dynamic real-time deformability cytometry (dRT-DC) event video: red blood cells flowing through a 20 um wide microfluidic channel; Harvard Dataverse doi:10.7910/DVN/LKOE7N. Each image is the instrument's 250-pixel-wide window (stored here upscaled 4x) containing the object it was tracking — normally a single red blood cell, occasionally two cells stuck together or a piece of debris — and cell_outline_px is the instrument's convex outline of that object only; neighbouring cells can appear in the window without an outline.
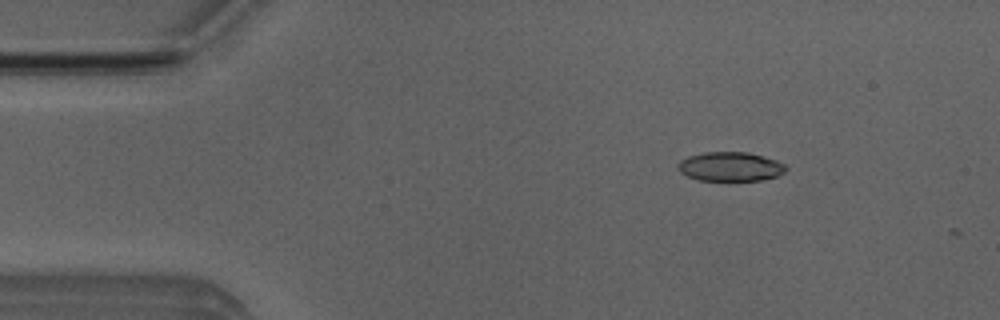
{"species": "Egyptian fruit bat (a non-hibernating species)", "species_latin": "Rousettus aegyptiacus", "temperature_condition": "room temperature", "stored_images_in_passage": 12, "camera_frame_rate_fps": 3000, "um_per_image_px": 0.085, "animal": {"sex": "male"}, "frame": {"image": 1, "passage_image": 7, "time_ms": 2.0, "image_size_px": [1000, 320], "cell_outline_px": [[788, 168], [784, 172], [776, 176], [760, 180], [700, 180], [688, 176], [680, 172], [676, 168], [676, 164], [680, 160], [688, 156], [704, 152], [748, 152], [776, 160], [784, 164]], "centroid_in_image_um": [62.04, 14.15], "position_along_channel_um": 23.0, "area_um2": 18.32}}